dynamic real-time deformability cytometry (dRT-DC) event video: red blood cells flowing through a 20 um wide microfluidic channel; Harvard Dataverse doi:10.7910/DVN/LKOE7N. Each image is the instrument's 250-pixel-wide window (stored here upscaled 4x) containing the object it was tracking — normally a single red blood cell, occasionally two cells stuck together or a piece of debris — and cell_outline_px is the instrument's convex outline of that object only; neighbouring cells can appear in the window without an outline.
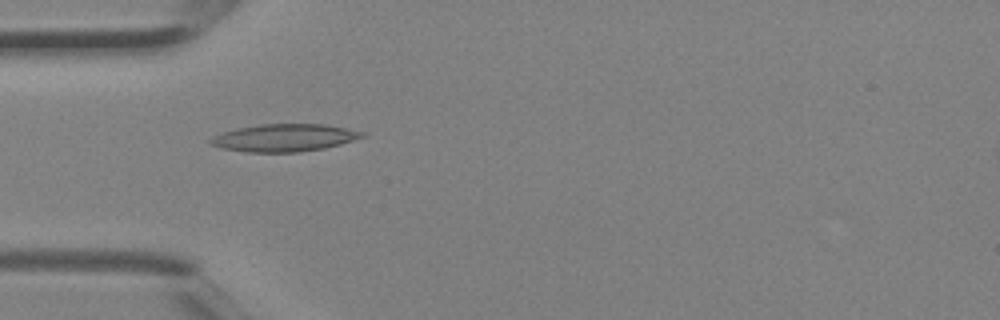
{"species": "Egyptian fruit bat (a non-hibernating species)", "species_latin": "Rousettus aegyptiacus", "temperature_condition": "room temperature", "stored_images_in_passage": 4, "camera_frame_rate_fps": 3000, "um_per_image_px": 0.085, "animal": {"sex": "female"}, "frame": {"image": 1, "passage_image": 4, "time_ms": 1.0, "image_size_px": [1000, 320], "cell_outline_px": [[368, 132], [364, 136], [340, 144], [324, 148], [300, 152], [248, 152], [220, 148], [208, 144], [208, 140], [212, 136], [236, 128], [260, 124], [324, 124]], "centroid_in_image_um": [24.13, 11.71], "position_along_channel_um": 60.9, "area_um2": 24.39}}